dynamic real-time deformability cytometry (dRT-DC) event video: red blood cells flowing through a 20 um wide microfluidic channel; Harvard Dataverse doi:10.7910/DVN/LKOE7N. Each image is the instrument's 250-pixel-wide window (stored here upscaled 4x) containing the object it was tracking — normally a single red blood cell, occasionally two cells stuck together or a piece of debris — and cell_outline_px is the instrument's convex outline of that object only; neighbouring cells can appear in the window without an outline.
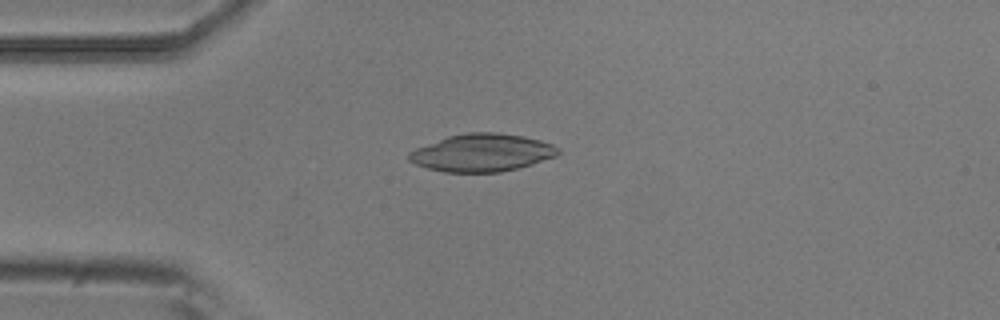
{"species": "common noctule bat (a hibernating species)", "species_latin": "Nyctalus noctula", "temperature_condition": "room temperature", "stored_images_in_passage": 1, "camera_frame_rate_fps": 3000, "um_per_image_px": 0.085, "animal": {"sex": "male", "body_mass_g": 20.5, "forearm_length_mm": 52.5}, "frame": {"image": 1, "passage_image": 1, "time_ms": 0.0, "image_size_px": [1000, 320], "cell_outline_px": [[560, 152], [556, 156], [532, 164], [500, 172], [444, 172], [428, 168], [416, 164], [408, 160], [408, 152], [416, 148], [448, 136], [468, 132], [496, 132], [524, 136], [540, 140], [552, 144], [560, 148]], "centroid_in_image_um": [40.98, 12.97], "position_along_channel_um": 44.0, "area_um2": 32.66}}